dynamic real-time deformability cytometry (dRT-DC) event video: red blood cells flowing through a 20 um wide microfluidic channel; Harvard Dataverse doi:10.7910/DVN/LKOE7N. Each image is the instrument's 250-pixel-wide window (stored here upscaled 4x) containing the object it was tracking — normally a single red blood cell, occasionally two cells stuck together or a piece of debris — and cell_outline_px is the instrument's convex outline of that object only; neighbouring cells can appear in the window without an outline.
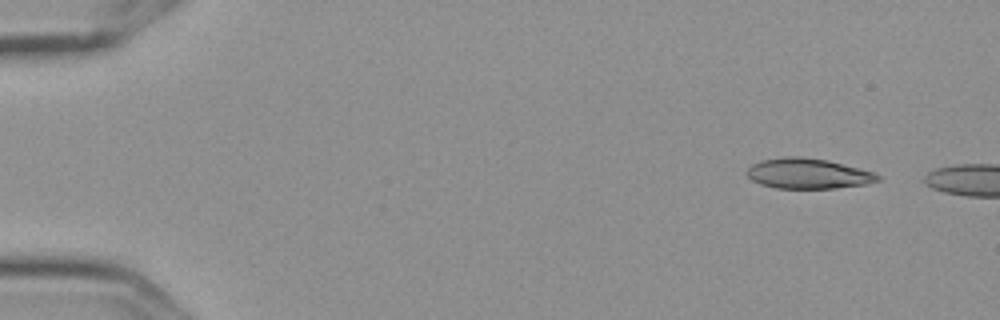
{"species": "Egyptian fruit bat (a non-hibernating species)", "species_latin": "Rousettus aegyptiacus", "temperature_condition": "cold", "stored_images_in_passage": 4, "camera_frame_rate_fps": 3000, "um_per_image_px": 0.085, "frame": {"image": 1, "passage_image": 1, "time_ms": 0.0, "image_size_px": [1000, 320], "cell_outline_px": [[880, 180], [864, 184], [836, 188], [776, 188], [760, 184], [752, 180], [744, 172], [752, 164], [764, 160], [784, 156], [796, 156], [828, 160], [872, 172], [880, 176]], "centroid_in_image_um": [68.64, 14.75], "position_along_channel_um": 16.4, "area_um2": 22.89}}